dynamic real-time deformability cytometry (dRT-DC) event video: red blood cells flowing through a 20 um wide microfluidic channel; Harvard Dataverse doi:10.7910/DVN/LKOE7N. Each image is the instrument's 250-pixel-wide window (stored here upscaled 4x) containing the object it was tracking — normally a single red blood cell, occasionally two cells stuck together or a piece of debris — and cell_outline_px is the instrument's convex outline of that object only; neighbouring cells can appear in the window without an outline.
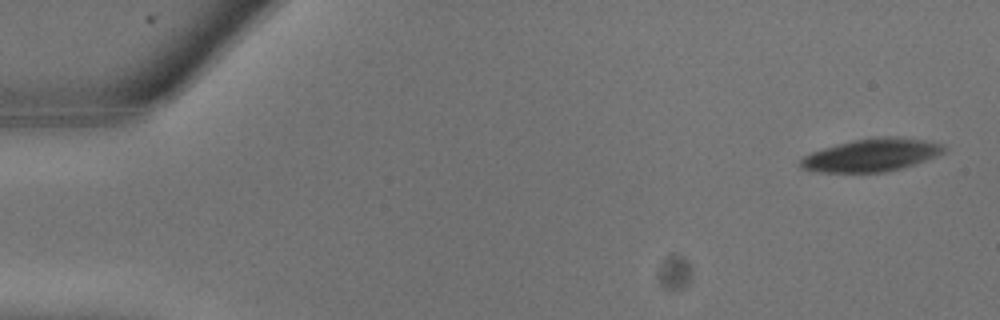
{"species": "common noctule bat (a hibernating species)", "species_latin": "Nyctalus noctula", "temperature_condition": "warm", "stored_images_in_passage": 9, "camera_frame_rate_fps": 3000, "um_per_image_px": 0.085, "animal": {"sex": "male", "body_mass_g": 13.3}, "frame": {"image": 1, "passage_image": 1, "time_ms": 0.0, "image_size_px": [1000, 320], "cell_outline_px": [[944, 152], [936, 156], [916, 164], [884, 172], [820, 172], [800, 168], [800, 160], [804, 156], [812, 152], [836, 144], [852, 140], [876, 136], [900, 136], [924, 140], [944, 144]], "centroid_in_image_um": [74.09, 13.17], "position_along_channel_um": 10.9, "area_um2": 27.46}}
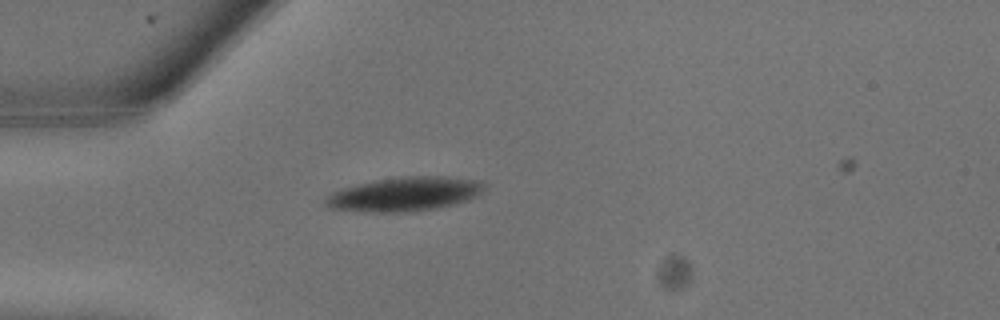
{"frame": {"image": 2, "passage_image": 7, "time_ms": 2.0, "image_size_px": [1000, 320], "cell_outline_px": [[484, 184], [480, 192], [464, 200], [432, 208], [400, 212], [360, 212], [328, 208], [324, 204], [324, 200], [332, 192], [344, 188], [376, 180], [404, 176], [448, 176], [480, 180]], "centroid_in_image_um": [34.3, 16.49], "position_along_channel_um": 50.7, "area_um2": 30.87}}